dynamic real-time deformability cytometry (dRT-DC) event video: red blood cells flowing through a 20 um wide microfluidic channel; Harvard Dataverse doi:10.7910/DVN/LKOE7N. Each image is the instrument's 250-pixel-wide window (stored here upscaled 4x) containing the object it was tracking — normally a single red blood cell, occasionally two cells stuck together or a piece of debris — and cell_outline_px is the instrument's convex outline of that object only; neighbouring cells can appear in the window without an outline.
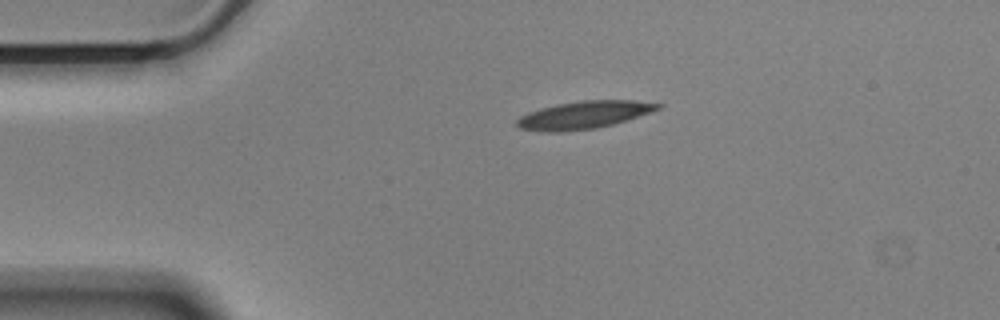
{"species": "Egyptian fruit bat (a non-hibernating species)", "species_latin": "Rousettus aegyptiacus", "temperature_condition": "cold", "stored_images_in_passage": 46, "camera_frame_rate_fps": 3000, "um_per_image_px": 0.085, "animal": {"sex": "male"}, "frame": {"image": 1, "passage_image": 1, "time_ms": 0.0, "image_size_px": [1000, 320], "cell_outline_px": [[664, 104], [660, 108], [612, 124], [596, 128], [564, 132], [548, 132], [520, 128], [516, 124], [516, 120], [520, 116], [528, 112], [540, 108], [556, 104], [580, 100], [632, 100]], "centroid_in_image_um": [49.57, 9.76], "position_along_channel_um": 35.4, "area_um2": 22.48}}
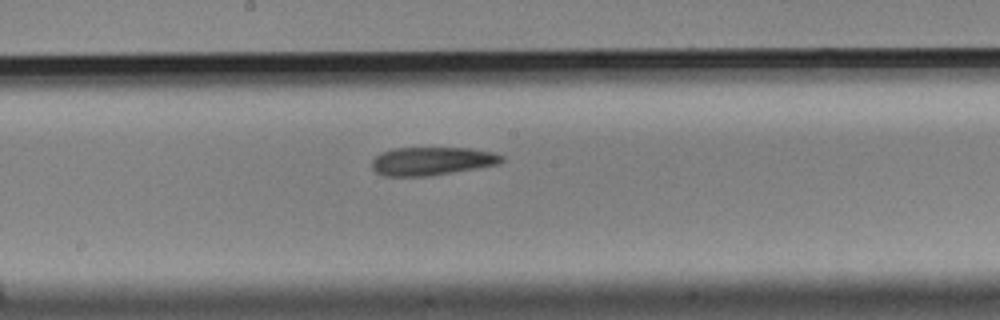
{"frame": {"image": 2, "passage_image": 19, "time_ms": 6.0, "image_size_px": [1000, 320], "cell_outline_px": [[504, 160], [500, 164], [428, 176], [384, 176], [376, 172], [372, 168], [372, 160], [380, 152], [392, 148], [472, 148], [492, 152], [504, 156]], "centroid_in_image_um": [36.7, 13.69], "position_along_channel_um": 211.5, "area_um2": 21.44}}
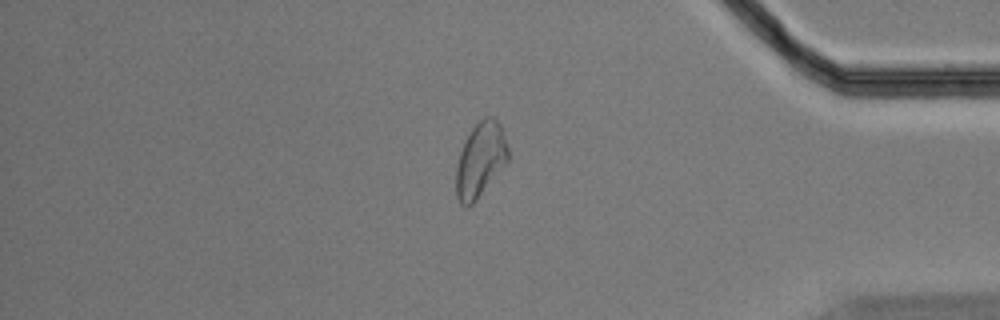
{"frame": {"image": 3, "passage_image": 37, "time_ms": 12.0, "image_size_px": [1000, 320], "cell_outline_px": [[508, 160], [476, 200], [472, 204], [460, 204], [456, 196], [456, 168], [460, 152], [464, 140], [472, 128], [484, 116], [492, 116], [500, 124], [508, 148]], "centroid_in_image_um": [40.82, 13.55], "position_along_channel_um": 394.4, "area_um2": 22.25}}